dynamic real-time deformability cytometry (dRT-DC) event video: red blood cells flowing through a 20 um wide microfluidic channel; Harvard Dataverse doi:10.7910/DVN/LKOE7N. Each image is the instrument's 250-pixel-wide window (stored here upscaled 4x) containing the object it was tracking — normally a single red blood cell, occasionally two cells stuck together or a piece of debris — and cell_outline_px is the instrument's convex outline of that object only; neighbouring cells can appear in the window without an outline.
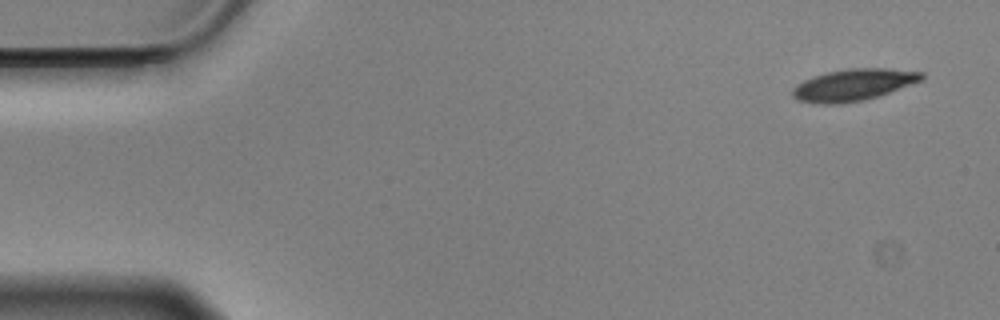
{"species": "Egyptian fruit bat (a non-hibernating species)", "species_latin": "Rousettus aegyptiacus", "temperature_condition": "cold", "stored_images_in_passage": 55, "camera_frame_rate_fps": 3000, "um_per_image_px": 0.085, "animal": {"sex": "male"}, "frame": {"image": 1, "passage_image": 1, "time_ms": 0.0, "image_size_px": [1000, 320], "cell_outline_px": [[924, 80], [880, 96], [864, 100], [840, 104], [812, 104], [796, 100], [792, 96], [792, 88], [796, 84], [804, 80], [828, 72], [848, 68], [884, 68], [924, 72]], "centroid_in_image_um": [72.54, 7.23], "position_along_channel_um": 12.5, "area_um2": 24.22}}
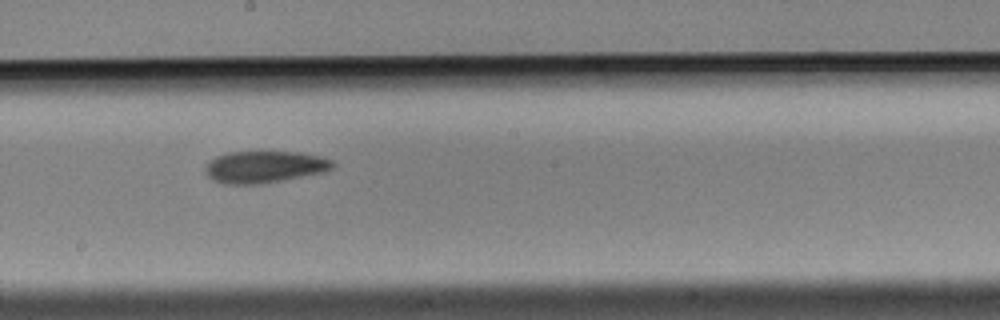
{"frame": {"image": 2, "passage_image": 29, "time_ms": 9.333, "image_size_px": [1000, 320], "cell_outline_px": [[336, 164], [332, 168], [324, 172], [284, 180], [260, 184], [224, 184], [212, 180], [204, 172], [204, 164], [208, 160], [216, 156], [228, 152], [300, 152], [320, 156], [332, 160]], "centroid_in_image_um": [22.44, 14.19], "position_along_channel_um": 225.8, "area_um2": 23.99}}
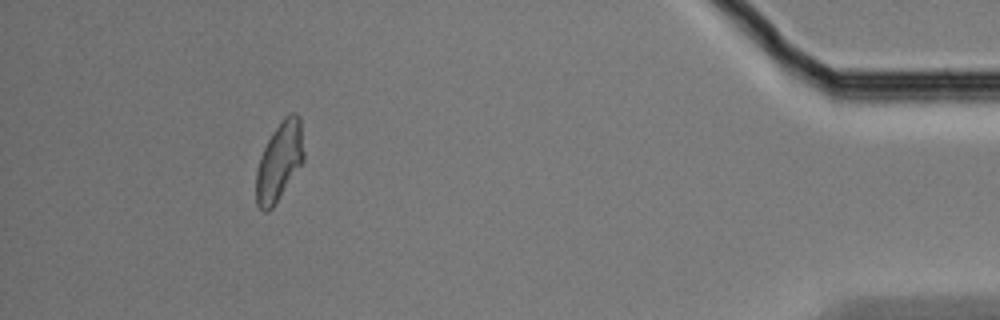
{"frame": {"image": 3, "passage_image": 50, "time_ms": 16.333, "image_size_px": [1000, 320], "cell_outline_px": [[304, 160], [272, 208], [268, 212], [264, 212], [256, 204], [256, 172], [260, 156], [268, 140], [284, 116], [292, 112], [296, 112], [300, 116], [304, 152]], "centroid_in_image_um": [23.75, 13.71], "position_along_channel_um": 411.5, "area_um2": 21.68}, "authors_computed_cell_mechanics": {"area_um2": 23.2934, "velocity_mm_per_s": 3.4991, "shape_relaxation_time_tau1_ms": 4.0037, "shape_relaxation_time_tau2_ms": null, "deformation_change_tau1": 0.1251, "deformation_change_tau2": null}}